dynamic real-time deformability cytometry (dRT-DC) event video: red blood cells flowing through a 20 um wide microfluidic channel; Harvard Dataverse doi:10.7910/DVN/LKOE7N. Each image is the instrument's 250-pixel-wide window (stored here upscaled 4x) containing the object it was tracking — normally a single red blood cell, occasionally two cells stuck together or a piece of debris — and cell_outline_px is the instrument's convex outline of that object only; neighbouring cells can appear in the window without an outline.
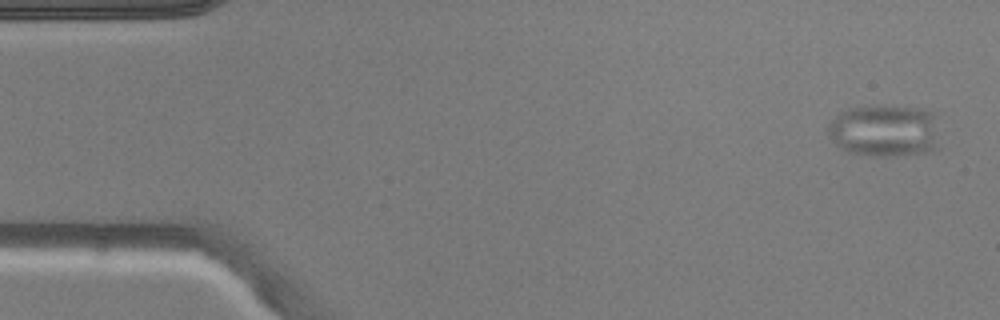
{"species": "common noctule bat (a hibernating species)", "species_latin": "Nyctalus noctula", "temperature_condition": "warm", "stored_images_in_passage": 3, "camera_frame_rate_fps": 3000, "um_per_image_px": 0.085, "animal": {"sex": "male", "body_mass_g": 20.5, "forearm_length_mm": 52.5}, "frame": {"image": 1, "passage_image": 1, "time_ms": 0.0, "image_size_px": [1000, 320], "cell_outline_px": [[940, 148], [932, 152], [888, 156], [872, 156], [848, 152], [840, 148], [836, 144], [828, 132], [828, 124], [840, 112], [848, 108], [872, 104], [884, 104], [924, 108], [936, 112]], "centroid_in_image_um": [75.28, 11.07], "position_along_channel_um": 9.7, "area_um2": 35.32}}